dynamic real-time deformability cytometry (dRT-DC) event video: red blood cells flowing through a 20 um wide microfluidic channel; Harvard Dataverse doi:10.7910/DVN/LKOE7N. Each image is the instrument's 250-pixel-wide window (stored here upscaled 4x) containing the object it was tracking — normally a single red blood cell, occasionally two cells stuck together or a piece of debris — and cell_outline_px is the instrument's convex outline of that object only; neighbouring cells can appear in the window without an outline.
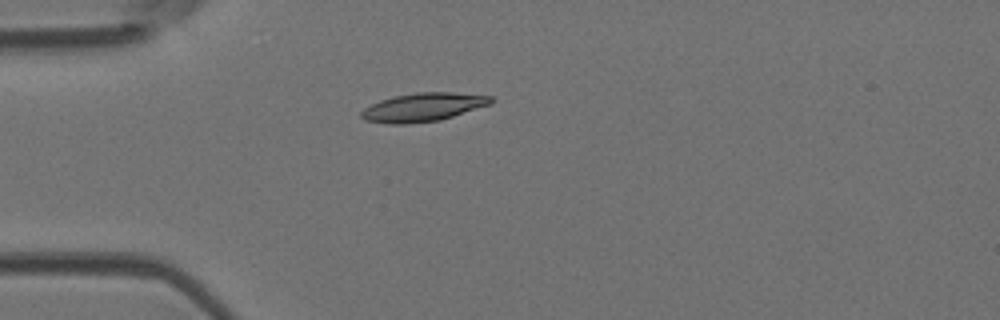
{"species": "Egyptian fruit bat (a non-hibernating species)", "species_latin": "Rousettus aegyptiacus", "temperature_condition": "room temperature", "stored_images_in_passage": 3, "camera_frame_rate_fps": 3000, "um_per_image_px": 0.085, "animal": {"sex": "female"}, "frame": {"image": 1, "passage_image": 2, "time_ms": 0.333, "image_size_px": [1000, 320], "cell_outline_px": [[496, 100], [492, 104], [440, 120], [408, 124], [388, 124], [364, 120], [360, 116], [360, 112], [364, 108], [380, 100], [392, 96], [416, 92], [452, 92], [492, 96]], "centroid_in_image_um": [35.97, 9.11], "position_along_channel_um": 49.0, "area_um2": 21.79}}